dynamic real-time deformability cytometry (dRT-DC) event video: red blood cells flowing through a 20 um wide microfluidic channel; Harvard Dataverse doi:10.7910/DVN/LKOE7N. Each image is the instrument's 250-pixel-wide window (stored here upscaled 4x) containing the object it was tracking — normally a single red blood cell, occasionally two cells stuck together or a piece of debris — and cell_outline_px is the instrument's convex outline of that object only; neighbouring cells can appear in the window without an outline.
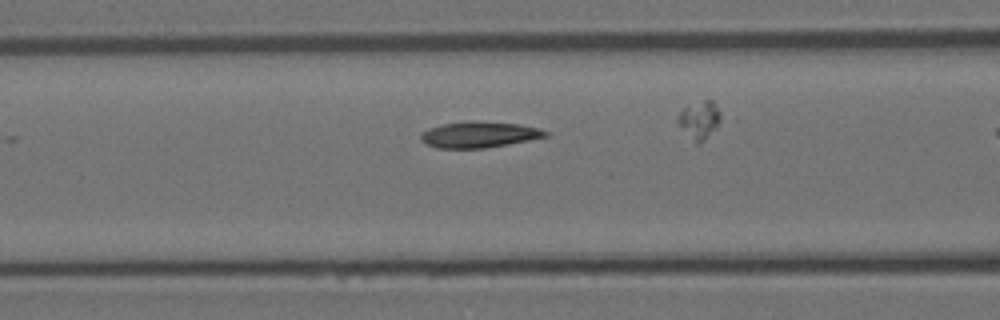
{"species": "Egyptian fruit bat (a non-hibernating species)", "species_latin": "Rousettus aegyptiacus", "temperature_condition": "room temperature", "stored_images_in_passage": 23, "camera_frame_rate_fps": 3000, "um_per_image_px": 0.085, "animal": {"sex": "female"}, "frame": {"image": 1, "passage_image": 15, "time_ms": 4.667, "image_size_px": [1000, 320], "cell_outline_px": [[548, 136], [508, 144], [484, 148], [436, 148], [424, 144], [420, 140], [420, 132], [428, 128], [444, 124], [468, 120], [472, 120], [516, 124], [540, 128], [548, 132]], "centroid_in_image_um": [40.66, 11.44], "position_along_channel_um": 125.9, "area_um2": 19.02}}
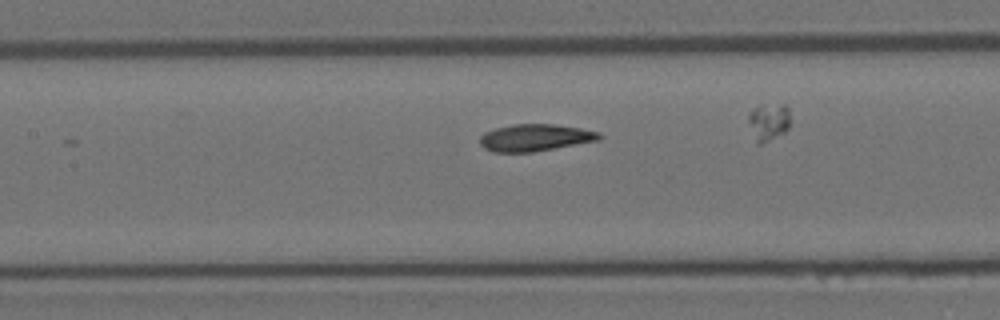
{"frame": {"image": 2, "passage_image": 18, "time_ms": 5.667, "image_size_px": [1000, 320], "cell_outline_px": [[604, 136], [600, 140], [532, 152], [492, 152], [484, 148], [480, 144], [480, 136], [484, 132], [496, 128], [512, 124], [552, 124], [580, 128], [600, 132]], "centroid_in_image_um": [45.49, 11.7], "position_along_channel_um": 161.9, "area_um2": 18.84}}
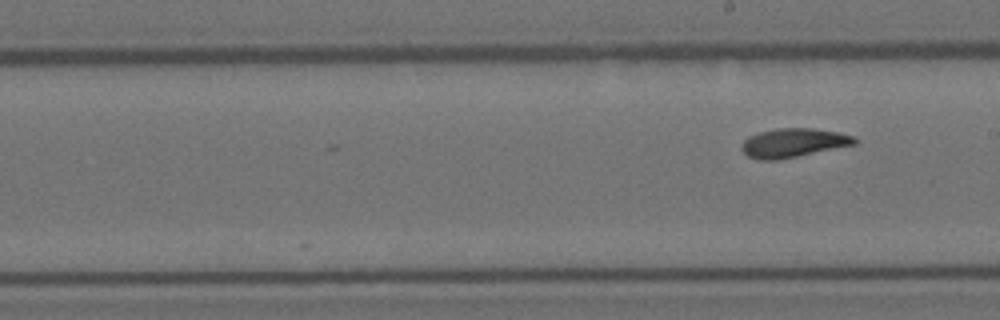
{"frame": {"image": 3, "passage_image": 23, "time_ms": 7.333, "image_size_px": [1000, 320], "cell_outline_px": [[856, 144], [776, 160], [756, 160], [748, 156], [740, 148], [744, 140], [748, 136], [760, 132], [776, 128], [812, 128], [836, 132], [856, 136]], "centroid_in_image_um": [67.4, 12.14], "position_along_channel_um": 221.6, "area_um2": 18.9}}